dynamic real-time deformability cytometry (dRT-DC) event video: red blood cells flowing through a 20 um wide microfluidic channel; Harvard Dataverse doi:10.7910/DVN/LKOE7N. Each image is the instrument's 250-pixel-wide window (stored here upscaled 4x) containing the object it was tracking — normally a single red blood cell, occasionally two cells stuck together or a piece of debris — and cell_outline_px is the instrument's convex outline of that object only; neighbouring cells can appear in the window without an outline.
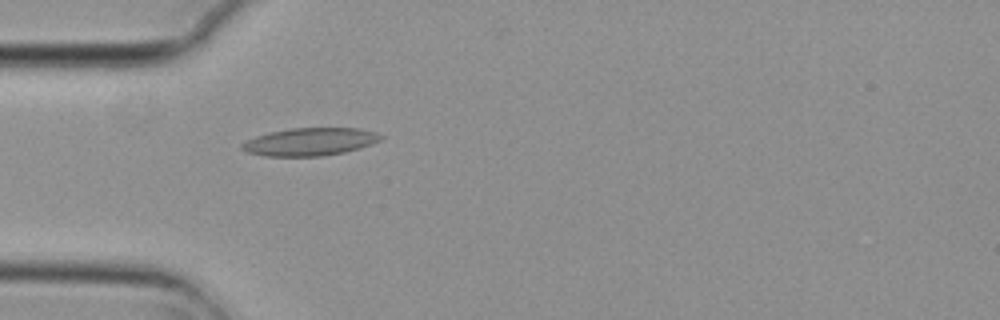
{"species": "common noctule bat (a hibernating species)", "species_latin": "Nyctalus noctula", "temperature_condition": "cold", "stored_images_in_passage": 2, "camera_frame_rate_fps": 3000, "um_per_image_px": 0.085, "animal": {"sex": "female", "body_mass_g": 29.2, "forearm_length_mm": 56.3}, "frame": {"image": 1, "passage_image": 2, "time_ms": 0.333, "image_size_px": [1000, 320], "cell_outline_px": [[384, 136], [380, 140], [372, 144], [360, 148], [344, 152], [324, 156], [264, 156], [248, 152], [240, 148], [240, 144], [256, 136], [268, 132], [292, 128], [360, 128], [376, 132]], "centroid_in_image_um": [26.36, 12.05], "position_along_channel_um": 58.6, "area_um2": 22.54}}